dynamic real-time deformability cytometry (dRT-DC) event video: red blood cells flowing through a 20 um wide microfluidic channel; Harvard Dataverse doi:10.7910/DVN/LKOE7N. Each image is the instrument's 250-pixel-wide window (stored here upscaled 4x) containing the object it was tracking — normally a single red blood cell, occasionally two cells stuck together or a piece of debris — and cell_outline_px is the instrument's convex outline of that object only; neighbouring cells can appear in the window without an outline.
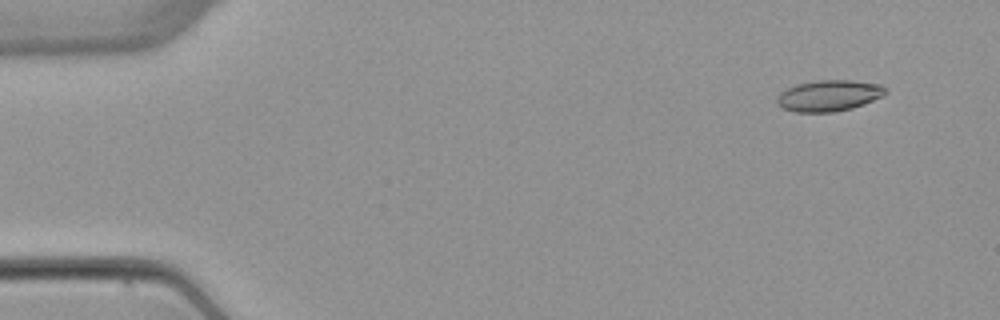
{"species": "common noctule bat (a hibernating species)", "species_latin": "Nyctalus noctula", "temperature_condition": "warm", "stored_images_in_passage": 5, "camera_frame_rate_fps": 3000, "um_per_image_px": 0.085, "animal": {"sex": "female", "body_mass_g": 22.7, "forearm_length_mm": 54.2}, "frame": {"image": 1, "passage_image": 1, "time_ms": 0.0, "image_size_px": [1000, 320], "cell_outline_px": [[888, 92], [884, 96], [864, 104], [852, 108], [836, 112], [796, 112], [784, 108], [776, 100], [776, 96], [780, 92], [796, 84], [816, 80], [852, 80], [880, 84]], "centroid_in_image_um": [70.48, 8.12], "position_along_channel_um": 14.5, "area_um2": 19.77}}
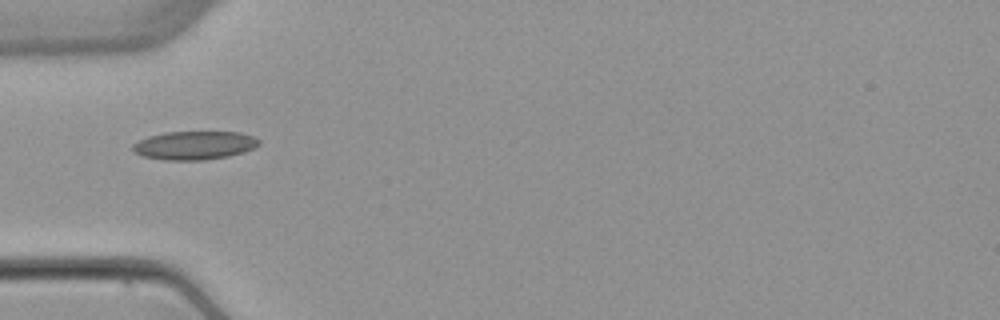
{"frame": {"image": 2, "passage_image": 4, "time_ms": 4.333, "image_size_px": [1000, 320], "cell_outline_px": [[260, 144], [244, 152], [228, 156], [204, 160], [164, 160], [144, 156], [136, 152], [132, 148], [132, 144], [148, 136], [168, 132], [240, 132], [252, 136], [260, 140]], "centroid_in_image_um": [16.54, 12.35], "position_along_channel_um": 68.5, "area_um2": 20.81}}
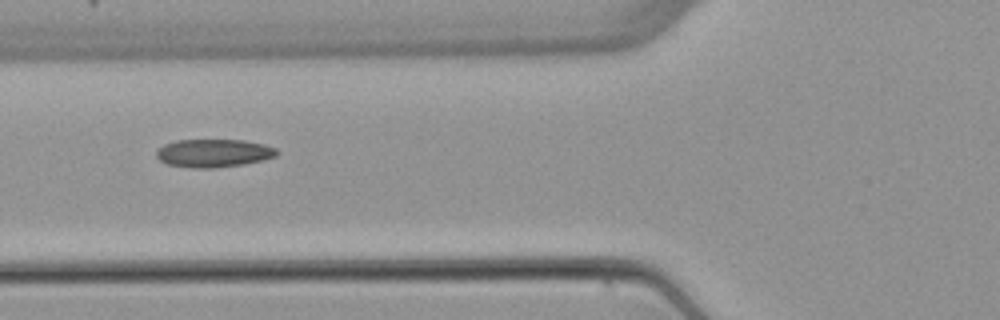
{"frame": {"image": 3, "passage_image": 5, "time_ms": 5.333, "image_size_px": [1000, 320], "cell_outline_px": [[280, 152], [276, 156], [264, 160], [244, 164], [212, 168], [192, 168], [168, 164], [160, 160], [156, 156], [156, 148], [164, 144], [176, 140], [244, 140], [264, 144], [276, 148]], "centroid_in_image_um": [18.16, 13.01], "position_along_channel_um": 107.6, "area_um2": 19.88}}